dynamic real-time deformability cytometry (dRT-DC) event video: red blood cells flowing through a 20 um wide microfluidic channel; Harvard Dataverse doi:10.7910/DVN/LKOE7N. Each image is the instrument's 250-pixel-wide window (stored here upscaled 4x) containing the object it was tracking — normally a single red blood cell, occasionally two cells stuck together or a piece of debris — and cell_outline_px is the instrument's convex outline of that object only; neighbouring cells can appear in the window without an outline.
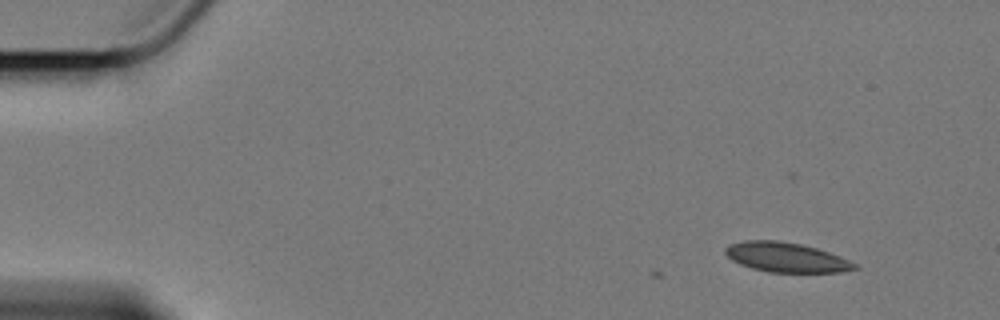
{"species": "Egyptian fruit bat (a non-hibernating species)", "species_latin": "Rousettus aegyptiacus", "temperature_condition": "cold", "stored_images_in_passage": 3, "camera_frame_rate_fps": 3000, "um_per_image_px": 0.085, "animal": {"sex": "female"}, "frame": {"image": 1, "passage_image": 1, "time_ms": 0.0, "image_size_px": [1000, 320], "cell_outline_px": [[860, 268], [840, 272], [768, 272], [752, 268], [740, 264], [732, 260], [724, 252], [724, 248], [732, 244], [744, 240], [776, 240], [800, 244], [816, 248], [828, 252], [848, 260], [856, 264]], "centroid_in_image_um": [66.81, 21.87], "position_along_channel_um": 18.2, "area_um2": 22.14}}